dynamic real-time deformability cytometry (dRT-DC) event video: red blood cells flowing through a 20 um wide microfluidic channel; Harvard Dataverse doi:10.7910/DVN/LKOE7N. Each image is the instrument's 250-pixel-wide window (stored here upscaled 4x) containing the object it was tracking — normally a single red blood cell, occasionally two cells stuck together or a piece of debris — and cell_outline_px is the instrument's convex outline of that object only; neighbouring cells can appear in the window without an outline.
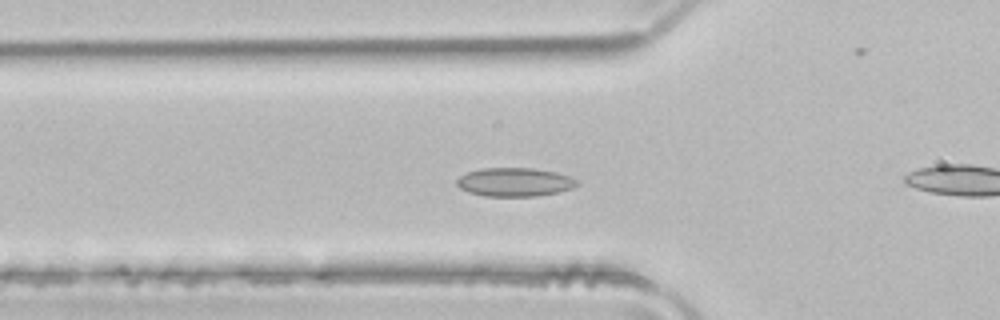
{"species": "common noctule bat (a hibernating species)", "species_latin": "Nyctalus noctula", "temperature_condition": "room temperature", "stored_images_in_passage": 35, "camera_frame_rate_fps": 3000, "um_per_image_px": 0.085, "animal": {"sex": "male", "body_mass_g": 21.5, "forearm_length_mm": 52.0}, "frame": {"image": 1, "passage_image": 11, "time_ms": 3.333, "image_size_px": [1000, 320], "cell_outline_px": [[580, 184], [572, 188], [560, 192], [536, 196], [484, 196], [468, 192], [460, 188], [456, 184], [456, 180], [460, 176], [468, 172], [484, 168], [532, 168], [556, 172], [580, 180]], "centroid_in_image_um": [43.78, 15.48], "position_along_channel_um": 82.0, "area_um2": 20.17}}
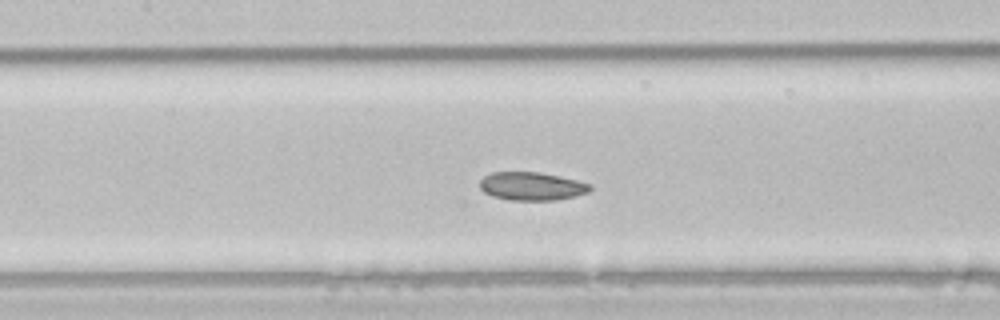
{"frame": {"image": 2, "passage_image": 17, "time_ms": 5.333, "image_size_px": [1000, 320], "cell_outline_px": [[592, 188], [588, 192], [556, 200], [508, 200], [492, 196], [484, 192], [480, 188], [480, 180], [484, 176], [492, 172], [540, 172], [576, 180], [592, 184]], "centroid_in_image_um": [45.17, 15.82], "position_along_channel_um": 162.2, "area_um2": 18.09}}
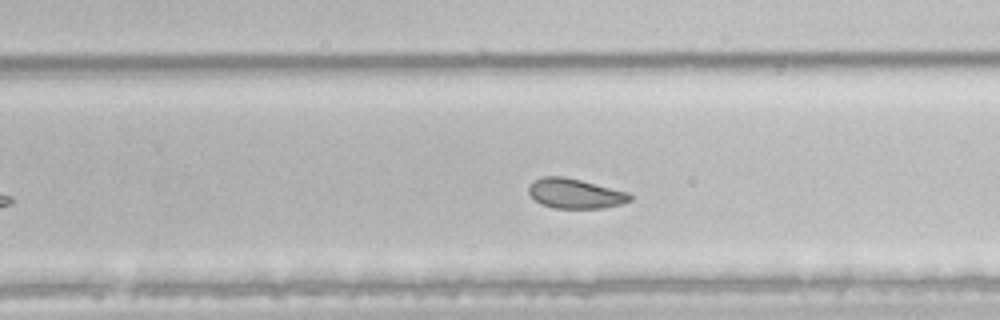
{"frame": {"image": 3, "passage_image": 26, "time_ms": 8.333, "image_size_px": [1000, 320], "cell_outline_px": [[632, 200], [620, 204], [604, 208], [552, 208], [536, 200], [528, 192], [528, 184], [532, 180], [544, 176], [564, 176], [628, 192], [632, 196]], "centroid_in_image_um": [48.87, 16.44], "position_along_channel_um": 280.9, "area_um2": 17.57}, "authors_computed_cell_mechanics": {"area_um2": 18.3804, "velocity_mm_per_s": 3.9763, "shape_relaxation_time_tau1_ms": 6.2905, "shape_relaxation_time_tau2_ms": 2.7193, "deformation_change_tau1": 0.1188, "deformation_change_tau2": 0.0703}}